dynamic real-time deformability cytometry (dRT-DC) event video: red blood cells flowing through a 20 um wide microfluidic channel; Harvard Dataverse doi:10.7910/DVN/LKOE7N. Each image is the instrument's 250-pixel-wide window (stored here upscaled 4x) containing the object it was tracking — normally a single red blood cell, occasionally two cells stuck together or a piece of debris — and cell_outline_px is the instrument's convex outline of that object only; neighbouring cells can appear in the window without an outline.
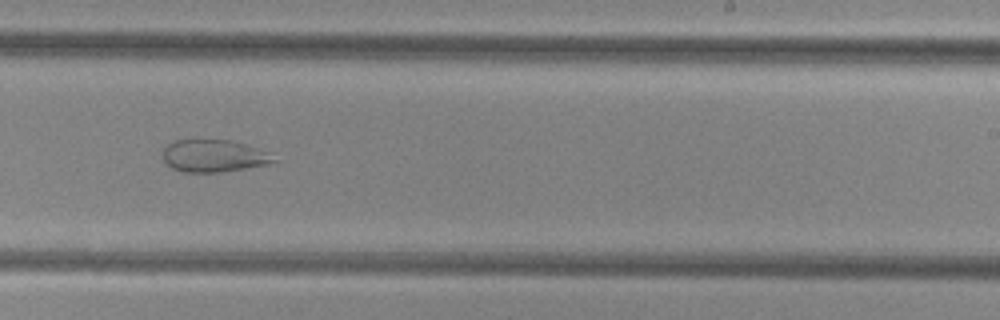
{"species": "common noctule bat (a hibernating species)", "species_latin": "Nyctalus noctula", "temperature_condition": "cold", "stored_images_in_passage": 36, "camera_frame_rate_fps": 3000, "um_per_image_px": 0.085, "animal": {"sex": "female", "body_mass_g": 29.2, "forearm_length_mm": 56.3}, "frame": {"image": 1, "passage_image": 17, "time_ms": 5.333, "image_size_px": [1000, 320], "cell_outline_px": [[280, 160], [268, 164], [220, 172], [184, 172], [172, 168], [164, 160], [164, 148], [168, 144], [176, 140], [232, 140], [272, 152]], "centroid_in_image_um": [18.25, 13.24], "position_along_channel_um": 270.7, "area_um2": 20.98}}
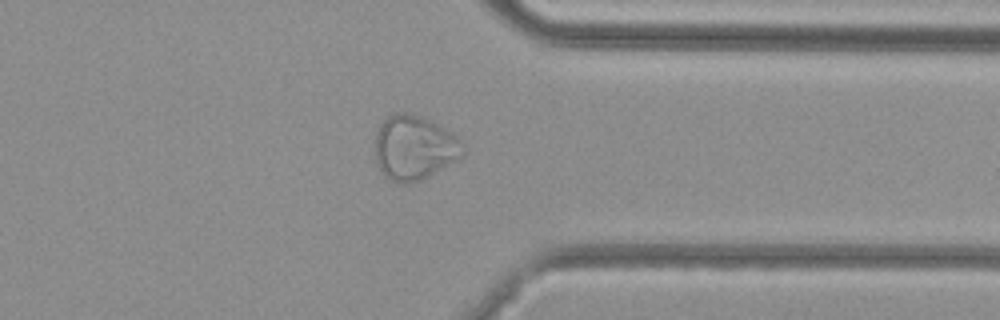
{"frame": {"image": 2, "passage_image": 25, "time_ms": 8.0, "image_size_px": [1000, 320], "cell_outline_px": [[464, 156], [428, 176], [420, 180], [404, 184], [400, 184], [388, 180], [384, 176], [376, 164], [376, 136], [380, 124], [388, 116], [396, 112], [404, 112], [420, 116], [436, 124], [448, 132], [464, 144]], "centroid_in_image_um": [35.18, 12.58], "position_along_channel_um": 376.2, "area_um2": 32.71}}
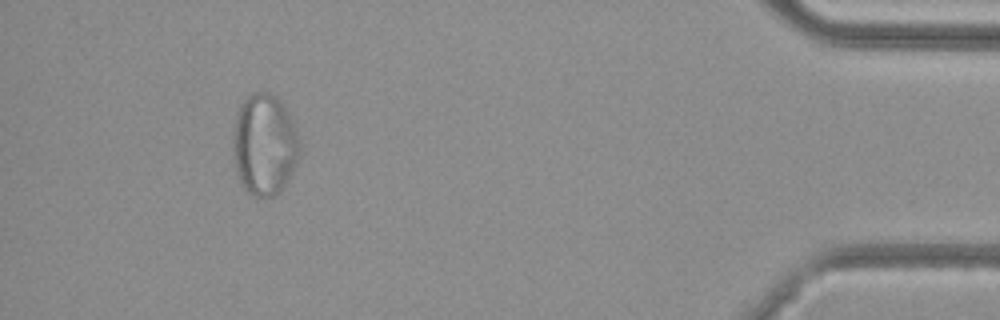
{"frame": {"image": 3, "passage_image": 32, "time_ms": 10.333, "image_size_px": [1000, 320], "cell_outline_px": [[300, 156], [288, 180], [280, 192], [272, 196], [256, 196], [248, 192], [244, 188], [240, 180], [236, 168], [232, 152], [232, 136], [236, 116], [240, 104], [252, 92], [268, 92], [276, 96], [284, 104], [292, 120], [300, 140]], "centroid_in_image_um": [22.48, 12.27], "position_along_channel_um": 412.7, "area_um2": 39.71}}